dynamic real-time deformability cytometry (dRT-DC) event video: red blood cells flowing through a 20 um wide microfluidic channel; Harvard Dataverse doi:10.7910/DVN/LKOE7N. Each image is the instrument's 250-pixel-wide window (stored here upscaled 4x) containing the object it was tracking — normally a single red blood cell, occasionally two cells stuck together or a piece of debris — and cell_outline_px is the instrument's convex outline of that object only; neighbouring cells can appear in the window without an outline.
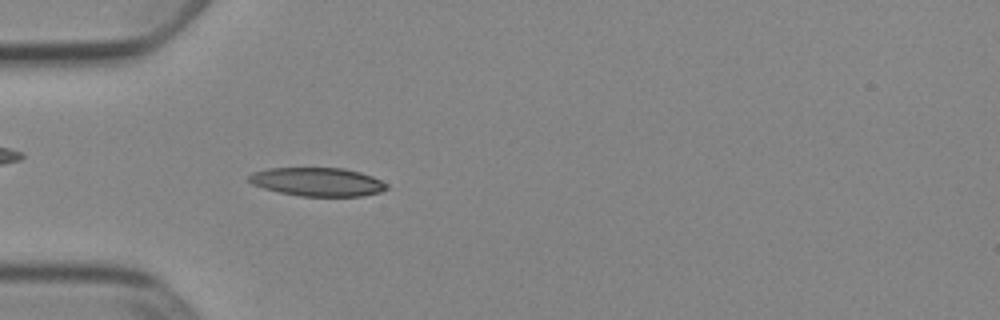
{"species": "Egyptian fruit bat (a non-hibernating species)", "species_latin": "Rousettus aegyptiacus", "temperature_condition": "cold", "stored_images_in_passage": 52, "camera_frame_rate_fps": 3000, "um_per_image_px": 0.085, "animal": {"sex": "female"}, "frame": {"image": 1, "passage_image": 16, "time_ms": 5.0, "image_size_px": [1000, 320], "cell_outline_px": [[388, 188], [380, 192], [364, 196], [300, 196], [280, 192], [264, 188], [252, 184], [248, 180], [248, 176], [252, 172], [268, 168], [344, 168], [360, 172], [372, 176], [388, 184]], "centroid_in_image_um": [26.99, 15.45], "position_along_channel_um": 58.0, "area_um2": 22.95}}
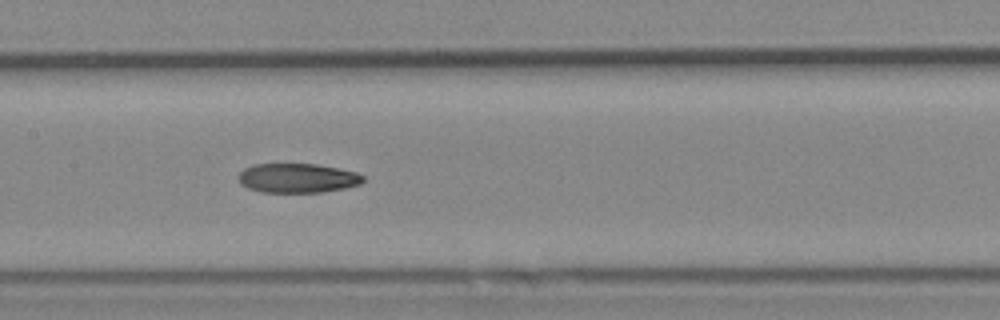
{"frame": {"image": 2, "passage_image": 26, "time_ms": 8.333, "image_size_px": [1000, 320], "cell_outline_px": [[364, 180], [360, 184], [344, 188], [324, 192], [260, 192], [248, 188], [240, 184], [240, 172], [244, 168], [252, 164], [316, 164], [356, 172], [364, 176]], "centroid_in_image_um": [25.28, 15.14], "position_along_channel_um": 182.1, "area_um2": 21.27}}
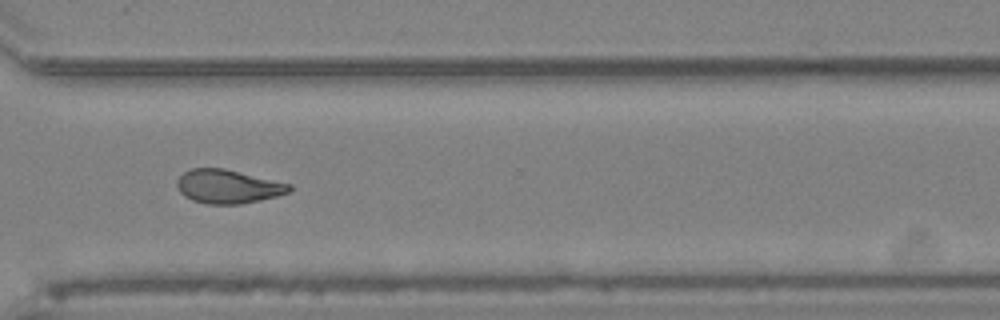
{"frame": {"image": 3, "passage_image": 39, "time_ms": 12.667, "image_size_px": [1000, 320], "cell_outline_px": [[292, 188], [288, 192], [276, 196], [260, 200], [240, 204], [208, 204], [192, 200], [184, 196], [180, 192], [176, 184], [176, 180], [184, 172], [192, 168], [224, 168], [292, 184]], "centroid_in_image_um": [19.36, 15.85], "position_along_channel_um": 351.2, "area_um2": 22.08}, "authors_computed_cell_mechanics": {"area_um2": 22.0796, "velocity_mm_per_s": 3.8957, "shape_relaxation_time_tau1_ms": 10.0427, "shape_relaxation_time_tau2_ms": 5.2535, "deformation_change_tau1": 0.2053, "deformation_change_tau2": 0.1309}}